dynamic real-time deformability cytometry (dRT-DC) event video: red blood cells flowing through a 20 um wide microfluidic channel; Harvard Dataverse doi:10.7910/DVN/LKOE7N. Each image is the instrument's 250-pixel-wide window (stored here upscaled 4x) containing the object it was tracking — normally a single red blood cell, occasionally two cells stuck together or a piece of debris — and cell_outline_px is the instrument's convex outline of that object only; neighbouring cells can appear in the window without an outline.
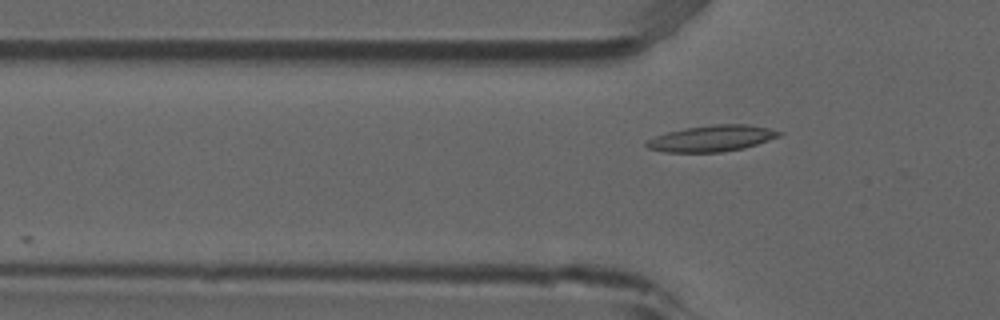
{"species": "common noctule bat (a hibernating species)", "species_latin": "Nyctalus noctula", "temperature_condition": "room temperature", "stored_images_in_passage": 3, "camera_frame_rate_fps": 3000, "um_per_image_px": 0.085, "animal": {"sex": "male", "forearm_length_mm": 52.5}, "frame": {"image": 1, "passage_image": 3, "time_ms": 0.667, "image_size_px": [1000, 320], "cell_outline_px": [[784, 132], [780, 136], [744, 148], [720, 152], [664, 152], [648, 148], [644, 144], [648, 140], [656, 136], [668, 132], [684, 128], [712, 124], [748, 124], [768, 128]], "centroid_in_image_um": [60.51, 11.76], "position_along_channel_um": 65.3, "area_um2": 20.17}}